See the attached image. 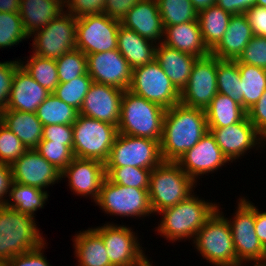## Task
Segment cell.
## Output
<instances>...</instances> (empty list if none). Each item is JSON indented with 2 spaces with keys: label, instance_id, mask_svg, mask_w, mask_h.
I'll use <instances>...</instances> for the list:
<instances>
[{
  "label": "cell",
  "instance_id": "cell-20",
  "mask_svg": "<svg viewBox=\"0 0 266 266\" xmlns=\"http://www.w3.org/2000/svg\"><path fill=\"white\" fill-rule=\"evenodd\" d=\"M13 182L42 190L62 180L61 174L35 149H27L12 165ZM60 180V181H59Z\"/></svg>",
  "mask_w": 266,
  "mask_h": 266
},
{
  "label": "cell",
  "instance_id": "cell-27",
  "mask_svg": "<svg viewBox=\"0 0 266 266\" xmlns=\"http://www.w3.org/2000/svg\"><path fill=\"white\" fill-rule=\"evenodd\" d=\"M0 121L11 130L27 149H35L42 139L43 124L36 113L2 110Z\"/></svg>",
  "mask_w": 266,
  "mask_h": 266
},
{
  "label": "cell",
  "instance_id": "cell-32",
  "mask_svg": "<svg viewBox=\"0 0 266 266\" xmlns=\"http://www.w3.org/2000/svg\"><path fill=\"white\" fill-rule=\"evenodd\" d=\"M231 14L217 5H213L198 13V23L203 40L212 51L222 40L231 18Z\"/></svg>",
  "mask_w": 266,
  "mask_h": 266
},
{
  "label": "cell",
  "instance_id": "cell-58",
  "mask_svg": "<svg viewBox=\"0 0 266 266\" xmlns=\"http://www.w3.org/2000/svg\"><path fill=\"white\" fill-rule=\"evenodd\" d=\"M257 0H244V13L251 7L256 5Z\"/></svg>",
  "mask_w": 266,
  "mask_h": 266
},
{
  "label": "cell",
  "instance_id": "cell-40",
  "mask_svg": "<svg viewBox=\"0 0 266 266\" xmlns=\"http://www.w3.org/2000/svg\"><path fill=\"white\" fill-rule=\"evenodd\" d=\"M60 83L69 82L88 74L87 56L79 49H73L55 59Z\"/></svg>",
  "mask_w": 266,
  "mask_h": 266
},
{
  "label": "cell",
  "instance_id": "cell-42",
  "mask_svg": "<svg viewBox=\"0 0 266 266\" xmlns=\"http://www.w3.org/2000/svg\"><path fill=\"white\" fill-rule=\"evenodd\" d=\"M29 39L19 13L0 12V49L11 48Z\"/></svg>",
  "mask_w": 266,
  "mask_h": 266
},
{
  "label": "cell",
  "instance_id": "cell-3",
  "mask_svg": "<svg viewBox=\"0 0 266 266\" xmlns=\"http://www.w3.org/2000/svg\"><path fill=\"white\" fill-rule=\"evenodd\" d=\"M35 220L32 215L0 205V261L6 263L46 242Z\"/></svg>",
  "mask_w": 266,
  "mask_h": 266
},
{
  "label": "cell",
  "instance_id": "cell-55",
  "mask_svg": "<svg viewBox=\"0 0 266 266\" xmlns=\"http://www.w3.org/2000/svg\"><path fill=\"white\" fill-rule=\"evenodd\" d=\"M215 5L231 15L244 13V0H216Z\"/></svg>",
  "mask_w": 266,
  "mask_h": 266
},
{
  "label": "cell",
  "instance_id": "cell-6",
  "mask_svg": "<svg viewBox=\"0 0 266 266\" xmlns=\"http://www.w3.org/2000/svg\"><path fill=\"white\" fill-rule=\"evenodd\" d=\"M220 206L198 230L193 241L195 249L215 266H237L236 251L227 217Z\"/></svg>",
  "mask_w": 266,
  "mask_h": 266
},
{
  "label": "cell",
  "instance_id": "cell-12",
  "mask_svg": "<svg viewBox=\"0 0 266 266\" xmlns=\"http://www.w3.org/2000/svg\"><path fill=\"white\" fill-rule=\"evenodd\" d=\"M77 18L66 10L61 12L46 27L32 33L33 54L57 59L76 48Z\"/></svg>",
  "mask_w": 266,
  "mask_h": 266
},
{
  "label": "cell",
  "instance_id": "cell-29",
  "mask_svg": "<svg viewBox=\"0 0 266 266\" xmlns=\"http://www.w3.org/2000/svg\"><path fill=\"white\" fill-rule=\"evenodd\" d=\"M64 9L58 0H21L18 13L26 33L30 36L46 27Z\"/></svg>",
  "mask_w": 266,
  "mask_h": 266
},
{
  "label": "cell",
  "instance_id": "cell-11",
  "mask_svg": "<svg viewBox=\"0 0 266 266\" xmlns=\"http://www.w3.org/2000/svg\"><path fill=\"white\" fill-rule=\"evenodd\" d=\"M160 142L118 133L105 167L153 169L163 162Z\"/></svg>",
  "mask_w": 266,
  "mask_h": 266
},
{
  "label": "cell",
  "instance_id": "cell-48",
  "mask_svg": "<svg viewBox=\"0 0 266 266\" xmlns=\"http://www.w3.org/2000/svg\"><path fill=\"white\" fill-rule=\"evenodd\" d=\"M73 125H45L41 140H49L51 143H62L73 151Z\"/></svg>",
  "mask_w": 266,
  "mask_h": 266
},
{
  "label": "cell",
  "instance_id": "cell-56",
  "mask_svg": "<svg viewBox=\"0 0 266 266\" xmlns=\"http://www.w3.org/2000/svg\"><path fill=\"white\" fill-rule=\"evenodd\" d=\"M21 0H0V12L18 13Z\"/></svg>",
  "mask_w": 266,
  "mask_h": 266
},
{
  "label": "cell",
  "instance_id": "cell-51",
  "mask_svg": "<svg viewBox=\"0 0 266 266\" xmlns=\"http://www.w3.org/2000/svg\"><path fill=\"white\" fill-rule=\"evenodd\" d=\"M254 36L266 38V8L255 5L244 13Z\"/></svg>",
  "mask_w": 266,
  "mask_h": 266
},
{
  "label": "cell",
  "instance_id": "cell-2",
  "mask_svg": "<svg viewBox=\"0 0 266 266\" xmlns=\"http://www.w3.org/2000/svg\"><path fill=\"white\" fill-rule=\"evenodd\" d=\"M194 192L173 207L160 211V224L155 231L169 242L189 239L194 241L198 230L220 204L205 201Z\"/></svg>",
  "mask_w": 266,
  "mask_h": 266
},
{
  "label": "cell",
  "instance_id": "cell-28",
  "mask_svg": "<svg viewBox=\"0 0 266 266\" xmlns=\"http://www.w3.org/2000/svg\"><path fill=\"white\" fill-rule=\"evenodd\" d=\"M156 46L157 44L120 24L117 49L132 69L152 62L155 59Z\"/></svg>",
  "mask_w": 266,
  "mask_h": 266
},
{
  "label": "cell",
  "instance_id": "cell-5",
  "mask_svg": "<svg viewBox=\"0 0 266 266\" xmlns=\"http://www.w3.org/2000/svg\"><path fill=\"white\" fill-rule=\"evenodd\" d=\"M197 184L174 161H163L153 168L149 182V200L152 211L173 207L194 192Z\"/></svg>",
  "mask_w": 266,
  "mask_h": 266
},
{
  "label": "cell",
  "instance_id": "cell-54",
  "mask_svg": "<svg viewBox=\"0 0 266 266\" xmlns=\"http://www.w3.org/2000/svg\"><path fill=\"white\" fill-rule=\"evenodd\" d=\"M255 233L260 243L266 249V212L259 211L255 206Z\"/></svg>",
  "mask_w": 266,
  "mask_h": 266
},
{
  "label": "cell",
  "instance_id": "cell-33",
  "mask_svg": "<svg viewBox=\"0 0 266 266\" xmlns=\"http://www.w3.org/2000/svg\"><path fill=\"white\" fill-rule=\"evenodd\" d=\"M48 193L47 190L13 182L4 205L35 217V212L44 208V204L48 200Z\"/></svg>",
  "mask_w": 266,
  "mask_h": 266
},
{
  "label": "cell",
  "instance_id": "cell-37",
  "mask_svg": "<svg viewBox=\"0 0 266 266\" xmlns=\"http://www.w3.org/2000/svg\"><path fill=\"white\" fill-rule=\"evenodd\" d=\"M162 24L173 26L191 21H198V12L190 0H156Z\"/></svg>",
  "mask_w": 266,
  "mask_h": 266
},
{
  "label": "cell",
  "instance_id": "cell-15",
  "mask_svg": "<svg viewBox=\"0 0 266 266\" xmlns=\"http://www.w3.org/2000/svg\"><path fill=\"white\" fill-rule=\"evenodd\" d=\"M217 93V58L212 54L197 58L180 92V103L205 110Z\"/></svg>",
  "mask_w": 266,
  "mask_h": 266
},
{
  "label": "cell",
  "instance_id": "cell-53",
  "mask_svg": "<svg viewBox=\"0 0 266 266\" xmlns=\"http://www.w3.org/2000/svg\"><path fill=\"white\" fill-rule=\"evenodd\" d=\"M13 183L11 165L0 163V205H4Z\"/></svg>",
  "mask_w": 266,
  "mask_h": 266
},
{
  "label": "cell",
  "instance_id": "cell-44",
  "mask_svg": "<svg viewBox=\"0 0 266 266\" xmlns=\"http://www.w3.org/2000/svg\"><path fill=\"white\" fill-rule=\"evenodd\" d=\"M26 150L19 138L0 121V163L12 165Z\"/></svg>",
  "mask_w": 266,
  "mask_h": 266
},
{
  "label": "cell",
  "instance_id": "cell-41",
  "mask_svg": "<svg viewBox=\"0 0 266 266\" xmlns=\"http://www.w3.org/2000/svg\"><path fill=\"white\" fill-rule=\"evenodd\" d=\"M92 82L91 77L84 74L69 82L59 83L53 93L79 111Z\"/></svg>",
  "mask_w": 266,
  "mask_h": 266
},
{
  "label": "cell",
  "instance_id": "cell-60",
  "mask_svg": "<svg viewBox=\"0 0 266 266\" xmlns=\"http://www.w3.org/2000/svg\"><path fill=\"white\" fill-rule=\"evenodd\" d=\"M150 260L151 259H147L141 266H153Z\"/></svg>",
  "mask_w": 266,
  "mask_h": 266
},
{
  "label": "cell",
  "instance_id": "cell-17",
  "mask_svg": "<svg viewBox=\"0 0 266 266\" xmlns=\"http://www.w3.org/2000/svg\"><path fill=\"white\" fill-rule=\"evenodd\" d=\"M176 163L197 184V180H200L202 175L214 173L227 163L229 164V161L223 155L215 137L209 131L193 148L187 150Z\"/></svg>",
  "mask_w": 266,
  "mask_h": 266
},
{
  "label": "cell",
  "instance_id": "cell-46",
  "mask_svg": "<svg viewBox=\"0 0 266 266\" xmlns=\"http://www.w3.org/2000/svg\"><path fill=\"white\" fill-rule=\"evenodd\" d=\"M20 66L19 60L0 62V112L6 109L13 76L16 69Z\"/></svg>",
  "mask_w": 266,
  "mask_h": 266
},
{
  "label": "cell",
  "instance_id": "cell-16",
  "mask_svg": "<svg viewBox=\"0 0 266 266\" xmlns=\"http://www.w3.org/2000/svg\"><path fill=\"white\" fill-rule=\"evenodd\" d=\"M208 129L230 163L247 154L248 150L265 149V138L256 130L247 115L233 125Z\"/></svg>",
  "mask_w": 266,
  "mask_h": 266
},
{
  "label": "cell",
  "instance_id": "cell-49",
  "mask_svg": "<svg viewBox=\"0 0 266 266\" xmlns=\"http://www.w3.org/2000/svg\"><path fill=\"white\" fill-rule=\"evenodd\" d=\"M46 244L45 242L31 251L16 255L5 263L6 266H52L43 253L45 247H47Z\"/></svg>",
  "mask_w": 266,
  "mask_h": 266
},
{
  "label": "cell",
  "instance_id": "cell-13",
  "mask_svg": "<svg viewBox=\"0 0 266 266\" xmlns=\"http://www.w3.org/2000/svg\"><path fill=\"white\" fill-rule=\"evenodd\" d=\"M120 24L104 13L77 18L76 49L85 55L117 49Z\"/></svg>",
  "mask_w": 266,
  "mask_h": 266
},
{
  "label": "cell",
  "instance_id": "cell-43",
  "mask_svg": "<svg viewBox=\"0 0 266 266\" xmlns=\"http://www.w3.org/2000/svg\"><path fill=\"white\" fill-rule=\"evenodd\" d=\"M35 150L59 171H63L75 158L73 151L62 143L41 140Z\"/></svg>",
  "mask_w": 266,
  "mask_h": 266
},
{
  "label": "cell",
  "instance_id": "cell-26",
  "mask_svg": "<svg viewBox=\"0 0 266 266\" xmlns=\"http://www.w3.org/2000/svg\"><path fill=\"white\" fill-rule=\"evenodd\" d=\"M197 57L160 43L156 46L155 60L162 70L181 92L187 85Z\"/></svg>",
  "mask_w": 266,
  "mask_h": 266
},
{
  "label": "cell",
  "instance_id": "cell-14",
  "mask_svg": "<svg viewBox=\"0 0 266 266\" xmlns=\"http://www.w3.org/2000/svg\"><path fill=\"white\" fill-rule=\"evenodd\" d=\"M93 229L102 237L113 266H141L148 259L131 227L107 222Z\"/></svg>",
  "mask_w": 266,
  "mask_h": 266
},
{
  "label": "cell",
  "instance_id": "cell-36",
  "mask_svg": "<svg viewBox=\"0 0 266 266\" xmlns=\"http://www.w3.org/2000/svg\"><path fill=\"white\" fill-rule=\"evenodd\" d=\"M27 60L19 59L20 65L42 87L53 93L60 83L55 59L32 54Z\"/></svg>",
  "mask_w": 266,
  "mask_h": 266
},
{
  "label": "cell",
  "instance_id": "cell-25",
  "mask_svg": "<svg viewBox=\"0 0 266 266\" xmlns=\"http://www.w3.org/2000/svg\"><path fill=\"white\" fill-rule=\"evenodd\" d=\"M162 43L197 58L211 54L203 40L198 21L166 26Z\"/></svg>",
  "mask_w": 266,
  "mask_h": 266
},
{
  "label": "cell",
  "instance_id": "cell-61",
  "mask_svg": "<svg viewBox=\"0 0 266 266\" xmlns=\"http://www.w3.org/2000/svg\"><path fill=\"white\" fill-rule=\"evenodd\" d=\"M63 6L65 5L66 0H58Z\"/></svg>",
  "mask_w": 266,
  "mask_h": 266
},
{
  "label": "cell",
  "instance_id": "cell-7",
  "mask_svg": "<svg viewBox=\"0 0 266 266\" xmlns=\"http://www.w3.org/2000/svg\"><path fill=\"white\" fill-rule=\"evenodd\" d=\"M236 212L228 220L236 251L237 266H266V249L255 233V204L246 197L237 202ZM244 264V265H243Z\"/></svg>",
  "mask_w": 266,
  "mask_h": 266
},
{
  "label": "cell",
  "instance_id": "cell-31",
  "mask_svg": "<svg viewBox=\"0 0 266 266\" xmlns=\"http://www.w3.org/2000/svg\"><path fill=\"white\" fill-rule=\"evenodd\" d=\"M208 128H220L240 122L247 111L241 103L230 97L217 93L205 109Z\"/></svg>",
  "mask_w": 266,
  "mask_h": 266
},
{
  "label": "cell",
  "instance_id": "cell-39",
  "mask_svg": "<svg viewBox=\"0 0 266 266\" xmlns=\"http://www.w3.org/2000/svg\"><path fill=\"white\" fill-rule=\"evenodd\" d=\"M152 169L140 167H105L106 177L115 184L148 189Z\"/></svg>",
  "mask_w": 266,
  "mask_h": 266
},
{
  "label": "cell",
  "instance_id": "cell-21",
  "mask_svg": "<svg viewBox=\"0 0 266 266\" xmlns=\"http://www.w3.org/2000/svg\"><path fill=\"white\" fill-rule=\"evenodd\" d=\"M61 178H68L73 194L98 199L101 185L106 178L105 164L97 160L74 158L62 171Z\"/></svg>",
  "mask_w": 266,
  "mask_h": 266
},
{
  "label": "cell",
  "instance_id": "cell-62",
  "mask_svg": "<svg viewBox=\"0 0 266 266\" xmlns=\"http://www.w3.org/2000/svg\"><path fill=\"white\" fill-rule=\"evenodd\" d=\"M0 266H6L5 262L0 261Z\"/></svg>",
  "mask_w": 266,
  "mask_h": 266
},
{
  "label": "cell",
  "instance_id": "cell-4",
  "mask_svg": "<svg viewBox=\"0 0 266 266\" xmlns=\"http://www.w3.org/2000/svg\"><path fill=\"white\" fill-rule=\"evenodd\" d=\"M166 109L125 90L121 99L118 133L161 141Z\"/></svg>",
  "mask_w": 266,
  "mask_h": 266
},
{
  "label": "cell",
  "instance_id": "cell-18",
  "mask_svg": "<svg viewBox=\"0 0 266 266\" xmlns=\"http://www.w3.org/2000/svg\"><path fill=\"white\" fill-rule=\"evenodd\" d=\"M86 56L88 75L93 82L128 90L133 69L118 49Z\"/></svg>",
  "mask_w": 266,
  "mask_h": 266
},
{
  "label": "cell",
  "instance_id": "cell-10",
  "mask_svg": "<svg viewBox=\"0 0 266 266\" xmlns=\"http://www.w3.org/2000/svg\"><path fill=\"white\" fill-rule=\"evenodd\" d=\"M128 90L164 109H169L180 102V91L155 59L133 69Z\"/></svg>",
  "mask_w": 266,
  "mask_h": 266
},
{
  "label": "cell",
  "instance_id": "cell-23",
  "mask_svg": "<svg viewBox=\"0 0 266 266\" xmlns=\"http://www.w3.org/2000/svg\"><path fill=\"white\" fill-rule=\"evenodd\" d=\"M50 93L20 65L13 76L9 100L4 110L36 113L38 106Z\"/></svg>",
  "mask_w": 266,
  "mask_h": 266
},
{
  "label": "cell",
  "instance_id": "cell-50",
  "mask_svg": "<svg viewBox=\"0 0 266 266\" xmlns=\"http://www.w3.org/2000/svg\"><path fill=\"white\" fill-rule=\"evenodd\" d=\"M247 117L256 130L266 139V90L261 98L247 110Z\"/></svg>",
  "mask_w": 266,
  "mask_h": 266
},
{
  "label": "cell",
  "instance_id": "cell-59",
  "mask_svg": "<svg viewBox=\"0 0 266 266\" xmlns=\"http://www.w3.org/2000/svg\"><path fill=\"white\" fill-rule=\"evenodd\" d=\"M256 5L266 8V0H257Z\"/></svg>",
  "mask_w": 266,
  "mask_h": 266
},
{
  "label": "cell",
  "instance_id": "cell-35",
  "mask_svg": "<svg viewBox=\"0 0 266 266\" xmlns=\"http://www.w3.org/2000/svg\"><path fill=\"white\" fill-rule=\"evenodd\" d=\"M37 118L45 125L73 124L79 115V111L50 93L38 106Z\"/></svg>",
  "mask_w": 266,
  "mask_h": 266
},
{
  "label": "cell",
  "instance_id": "cell-47",
  "mask_svg": "<svg viewBox=\"0 0 266 266\" xmlns=\"http://www.w3.org/2000/svg\"><path fill=\"white\" fill-rule=\"evenodd\" d=\"M106 0H66L64 10L75 18L104 13Z\"/></svg>",
  "mask_w": 266,
  "mask_h": 266
},
{
  "label": "cell",
  "instance_id": "cell-19",
  "mask_svg": "<svg viewBox=\"0 0 266 266\" xmlns=\"http://www.w3.org/2000/svg\"><path fill=\"white\" fill-rule=\"evenodd\" d=\"M123 93L120 88L92 82L79 114L118 126Z\"/></svg>",
  "mask_w": 266,
  "mask_h": 266
},
{
  "label": "cell",
  "instance_id": "cell-24",
  "mask_svg": "<svg viewBox=\"0 0 266 266\" xmlns=\"http://www.w3.org/2000/svg\"><path fill=\"white\" fill-rule=\"evenodd\" d=\"M253 36L246 15H232L222 40L211 54L220 60H236Z\"/></svg>",
  "mask_w": 266,
  "mask_h": 266
},
{
  "label": "cell",
  "instance_id": "cell-52",
  "mask_svg": "<svg viewBox=\"0 0 266 266\" xmlns=\"http://www.w3.org/2000/svg\"><path fill=\"white\" fill-rule=\"evenodd\" d=\"M139 1L140 0H106L104 14L121 22L131 8Z\"/></svg>",
  "mask_w": 266,
  "mask_h": 266
},
{
  "label": "cell",
  "instance_id": "cell-57",
  "mask_svg": "<svg viewBox=\"0 0 266 266\" xmlns=\"http://www.w3.org/2000/svg\"><path fill=\"white\" fill-rule=\"evenodd\" d=\"M195 10L199 13L200 11L207 9L210 6L215 5L216 0H190Z\"/></svg>",
  "mask_w": 266,
  "mask_h": 266
},
{
  "label": "cell",
  "instance_id": "cell-30",
  "mask_svg": "<svg viewBox=\"0 0 266 266\" xmlns=\"http://www.w3.org/2000/svg\"><path fill=\"white\" fill-rule=\"evenodd\" d=\"M74 236L72 241L78 266H113L102 237L92 227L79 231Z\"/></svg>",
  "mask_w": 266,
  "mask_h": 266
},
{
  "label": "cell",
  "instance_id": "cell-1",
  "mask_svg": "<svg viewBox=\"0 0 266 266\" xmlns=\"http://www.w3.org/2000/svg\"><path fill=\"white\" fill-rule=\"evenodd\" d=\"M207 132L209 129L205 110L180 102L166 109L160 142L163 161L176 162Z\"/></svg>",
  "mask_w": 266,
  "mask_h": 266
},
{
  "label": "cell",
  "instance_id": "cell-34",
  "mask_svg": "<svg viewBox=\"0 0 266 266\" xmlns=\"http://www.w3.org/2000/svg\"><path fill=\"white\" fill-rule=\"evenodd\" d=\"M241 81V106L247 111L266 90V69L238 63Z\"/></svg>",
  "mask_w": 266,
  "mask_h": 266
},
{
  "label": "cell",
  "instance_id": "cell-45",
  "mask_svg": "<svg viewBox=\"0 0 266 266\" xmlns=\"http://www.w3.org/2000/svg\"><path fill=\"white\" fill-rule=\"evenodd\" d=\"M235 61L266 69V38L253 36Z\"/></svg>",
  "mask_w": 266,
  "mask_h": 266
},
{
  "label": "cell",
  "instance_id": "cell-8",
  "mask_svg": "<svg viewBox=\"0 0 266 266\" xmlns=\"http://www.w3.org/2000/svg\"><path fill=\"white\" fill-rule=\"evenodd\" d=\"M72 125L74 157L105 164L118 135V127L80 114Z\"/></svg>",
  "mask_w": 266,
  "mask_h": 266
},
{
  "label": "cell",
  "instance_id": "cell-38",
  "mask_svg": "<svg viewBox=\"0 0 266 266\" xmlns=\"http://www.w3.org/2000/svg\"><path fill=\"white\" fill-rule=\"evenodd\" d=\"M218 93L241 103V81L238 63L235 60L217 58Z\"/></svg>",
  "mask_w": 266,
  "mask_h": 266
},
{
  "label": "cell",
  "instance_id": "cell-9",
  "mask_svg": "<svg viewBox=\"0 0 266 266\" xmlns=\"http://www.w3.org/2000/svg\"><path fill=\"white\" fill-rule=\"evenodd\" d=\"M96 205L106 214L120 217L144 218L154 214L150 205L148 189H138L103 180Z\"/></svg>",
  "mask_w": 266,
  "mask_h": 266
},
{
  "label": "cell",
  "instance_id": "cell-22",
  "mask_svg": "<svg viewBox=\"0 0 266 266\" xmlns=\"http://www.w3.org/2000/svg\"><path fill=\"white\" fill-rule=\"evenodd\" d=\"M120 23L157 45L163 42L164 27L156 0H140Z\"/></svg>",
  "mask_w": 266,
  "mask_h": 266
}]
</instances>
